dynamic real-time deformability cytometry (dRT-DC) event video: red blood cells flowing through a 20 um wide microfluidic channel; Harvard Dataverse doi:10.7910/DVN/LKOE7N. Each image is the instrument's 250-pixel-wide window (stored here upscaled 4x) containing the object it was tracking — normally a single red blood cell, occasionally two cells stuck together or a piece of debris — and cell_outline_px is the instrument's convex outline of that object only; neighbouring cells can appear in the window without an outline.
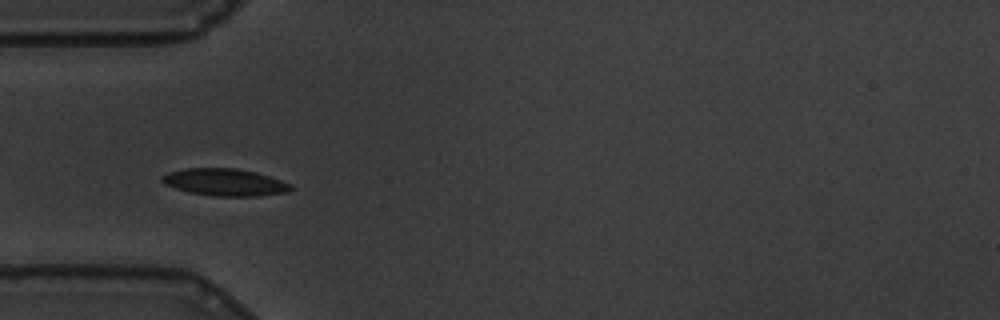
{"species": "common noctule bat (a hibernating species)", "species_latin": "Nyctalus noctula", "temperature_condition": "warm", "stored_images_in_passage": 42, "camera_frame_rate_fps": 3000, "um_per_image_px": 0.085, "animal": {"sex": "male", "body_mass_g": 19.5, "forearm_length_mm": 54.6}, "frame": {"image": 1, "passage_image": 1, "time_ms": 0.0, "image_size_px": [1000, 320], "cell_outline_px": [[292, 188], [288, 192], [256, 196], [216, 196], [188, 192], [164, 184], [160, 180], [160, 176], [168, 172], [184, 168], [236, 168], [256, 172], [292, 184]], "centroid_in_image_um": [19.08, 15.48], "position_along_channel_um": 65.9, "area_um2": 20.4}}
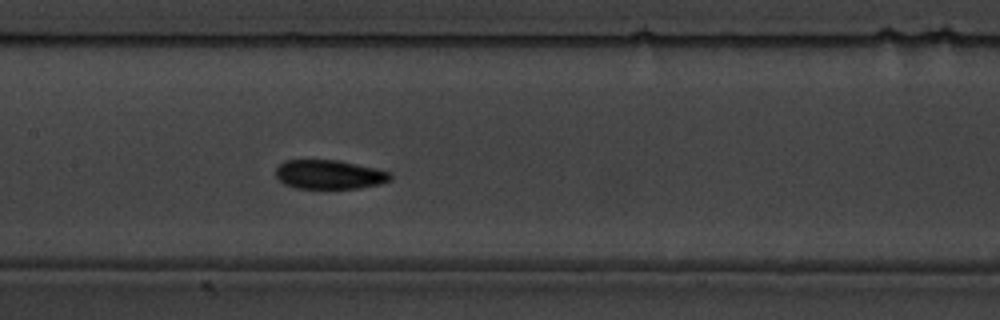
{"frame": {"image": 2, "passage_image": 11, "time_ms": 3.333, "image_size_px": [1000, 320], "cell_outline_px": [[392, 180], [380, 184], [360, 188], [296, 188], [284, 184], [276, 176], [276, 168], [284, 160], [340, 160], [392, 172]], "centroid_in_image_um": [28.02, 14.83], "position_along_channel_um": 179.4, "area_um2": 19.54}}
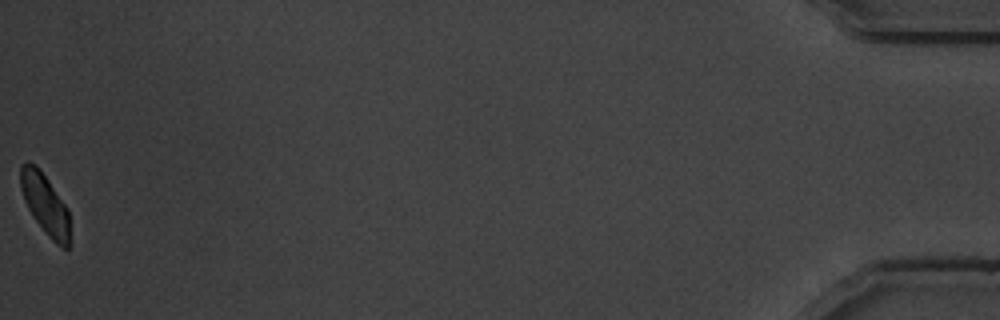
{"frame": {"image": 3, "passage_image": 42, "time_ms": 13.667, "image_size_px": [1000, 320], "cell_outline_px": [[72, 244], [68, 248], [64, 248], [56, 244], [48, 236], [36, 220], [28, 208], [24, 200], [20, 188], [20, 164], [28, 160], [36, 164], [40, 168], [68, 208]], "centroid_in_image_um": [3.86, 17.35], "position_along_channel_um": 431.3, "area_um2": 17.92}, "authors_computed_cell_mechanics": {"area_um2": 19.5364, "velocity_mm_per_s": 3.4125, "shape_relaxation_time_tau1_ms": 3.4748, "shape_relaxation_time_tau2_ms": null, "deformation_change_tau1": 0.0975, "deformation_change_tau2": null}}